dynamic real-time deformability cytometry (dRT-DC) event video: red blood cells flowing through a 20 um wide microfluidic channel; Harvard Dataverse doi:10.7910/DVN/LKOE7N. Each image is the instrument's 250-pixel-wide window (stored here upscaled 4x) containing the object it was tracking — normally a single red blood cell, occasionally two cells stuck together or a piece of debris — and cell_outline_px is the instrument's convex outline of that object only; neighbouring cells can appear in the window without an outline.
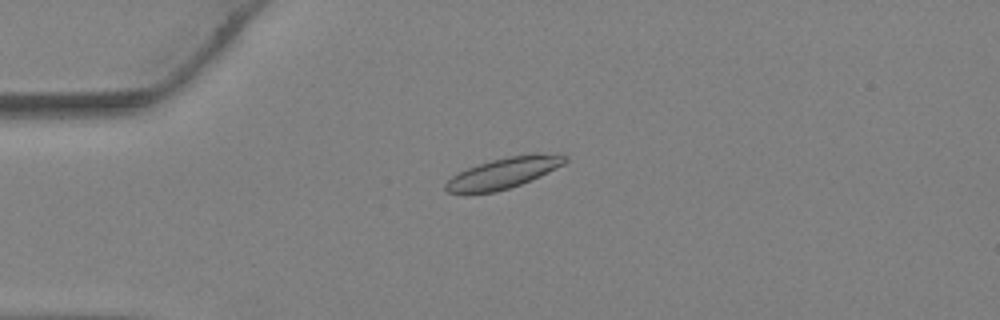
{"species": "Egyptian fruit bat (a non-hibernating species)", "species_latin": "Rousettus aegyptiacus", "temperature_condition": "warm", "stored_images_in_passage": 40, "camera_frame_rate_fps": 3000, "um_per_image_px": 0.085, "animal": {"sex": "female"}, "frame": {"image": 1, "passage_image": 10, "time_ms": 3.0, "image_size_px": [1000, 320], "cell_outline_px": [[568, 160], [564, 164], [540, 176], [520, 184], [496, 192], [464, 196], [448, 192], [444, 188], [444, 184], [452, 176], [468, 168], [492, 160], [508, 156], [532, 152], [536, 152], [568, 156]], "centroid_in_image_um": [42.76, 14.73], "position_along_channel_um": 42.2, "area_um2": 21.85}}
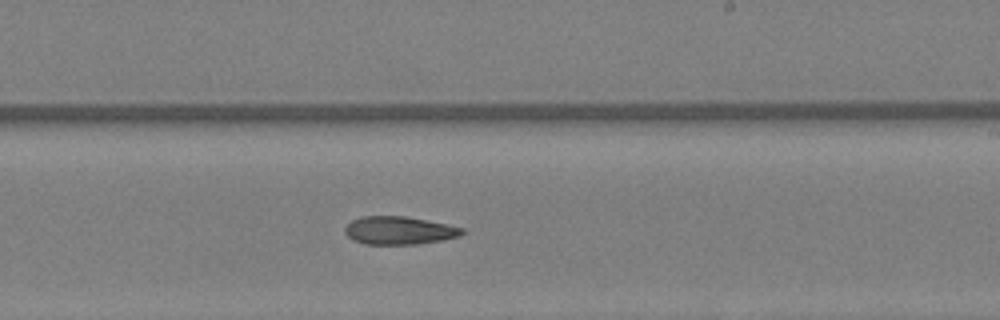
{"frame": {"image": 2, "passage_image": 24, "time_ms": 7.667, "image_size_px": [1000, 320], "cell_outline_px": [[464, 232], [460, 236], [444, 240], [416, 244], [364, 244], [352, 240], [344, 232], [344, 228], [352, 220], [360, 216], [408, 216], [448, 224], [464, 228]], "centroid_in_image_um": [33.93, 19.58], "position_along_channel_um": 255.1, "area_um2": 19.36}}
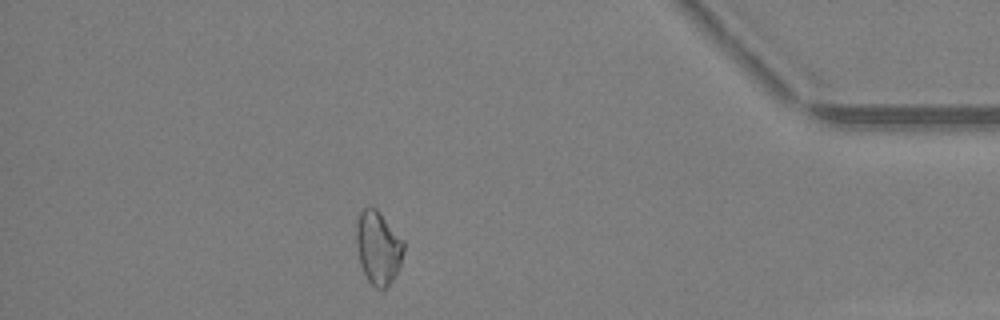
{"frame": {"image": 3, "passage_image": 35, "time_ms": 11.333, "image_size_px": [1000, 320], "cell_outline_px": [[404, 248], [400, 264], [396, 276], [384, 288], [376, 288], [368, 280], [360, 264], [356, 244], [356, 216], [360, 208], [368, 204], [376, 208], [380, 212], [404, 240]], "centroid_in_image_um": [32.12, 20.96], "position_along_channel_um": 403.1, "area_um2": 20.58}}